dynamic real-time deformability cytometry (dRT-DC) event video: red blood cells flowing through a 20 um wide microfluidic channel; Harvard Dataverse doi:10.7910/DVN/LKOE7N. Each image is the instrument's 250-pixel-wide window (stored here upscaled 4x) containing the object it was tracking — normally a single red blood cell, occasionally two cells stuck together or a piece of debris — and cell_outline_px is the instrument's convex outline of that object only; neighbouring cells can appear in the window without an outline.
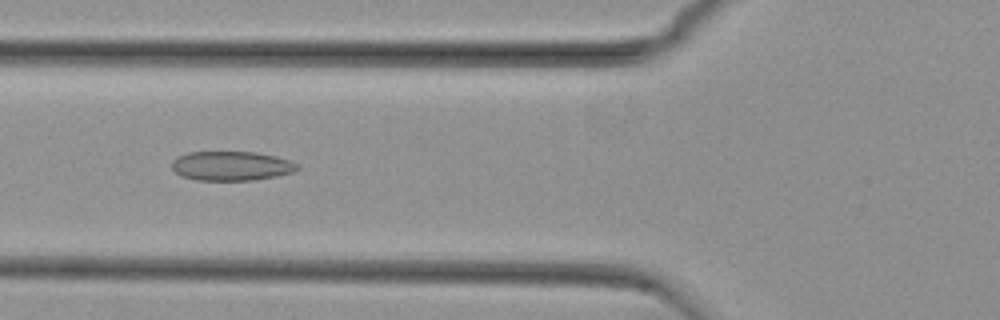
{"species": "common noctule bat (a hibernating species)", "species_latin": "Nyctalus noctula", "temperature_condition": "cold", "stored_images_in_passage": 53, "camera_frame_rate_fps": 3000, "um_per_image_px": 0.085, "animal": {"sex": "female", "body_mass_g": 29.2, "forearm_length_mm": 56.3}, "frame": {"image": 1, "passage_image": 19, "time_ms": 6.0, "image_size_px": [1000, 320], "cell_outline_px": [[300, 168], [292, 172], [276, 176], [252, 180], [196, 180], [180, 176], [172, 168], [172, 160], [176, 156], [188, 152], [256, 152], [276, 156], [300, 164]], "centroid_in_image_um": [19.65, 14.1], "position_along_channel_um": 106.2, "area_um2": 21.56}}
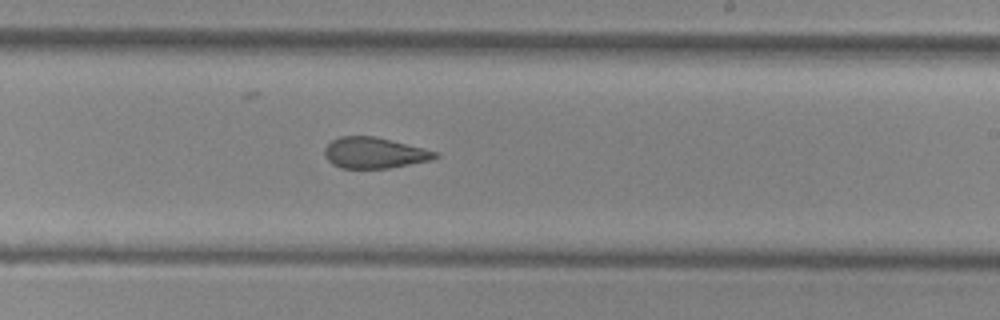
{"frame": {"image": 2, "passage_image": 31, "time_ms": 10.0, "image_size_px": [1000, 320], "cell_outline_px": [[440, 156], [432, 160], [388, 168], [340, 168], [332, 164], [324, 156], [324, 148], [332, 140], [340, 136], [372, 136], [424, 148], [436, 152]], "centroid_in_image_um": [31.79, 13.0], "position_along_channel_um": 257.2, "area_um2": 19.83}}
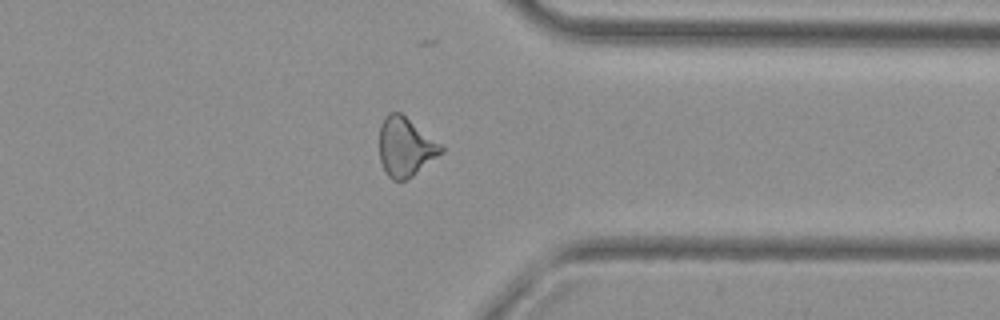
{"frame": {"image": 3, "passage_image": 41, "time_ms": 13.333, "image_size_px": [1000, 320], "cell_outline_px": [[444, 152], [412, 176], [404, 180], [392, 180], [384, 172], [380, 160], [380, 124], [384, 116], [388, 112], [400, 112], [440, 144], [444, 148]], "centroid_in_image_um": [34.44, 12.49], "position_along_channel_um": 377.0, "area_um2": 21.1}, "authors_computed_cell_mechanics": {"area_um2": 21.5594, "velocity_mm_per_s": 3.7674, "shape_relaxation_time_tau1_ms": null, "shape_relaxation_time_tau2_ms": 2.7062, "deformation_change_tau1": null, "deformation_change_tau2": 0.0925}}